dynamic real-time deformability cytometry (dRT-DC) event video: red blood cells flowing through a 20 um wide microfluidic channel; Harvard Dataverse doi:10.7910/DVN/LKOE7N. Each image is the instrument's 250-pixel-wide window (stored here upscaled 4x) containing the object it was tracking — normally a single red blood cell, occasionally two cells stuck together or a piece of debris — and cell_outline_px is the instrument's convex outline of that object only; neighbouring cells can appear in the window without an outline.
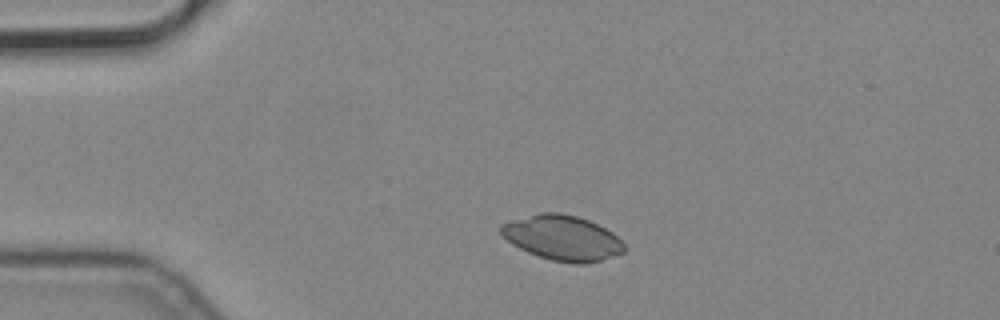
{"species": "common noctule bat (a hibernating species)", "species_latin": "Nyctalus noctula", "temperature_condition": "cold", "stored_images_in_passage": 2, "camera_frame_rate_fps": 3000, "um_per_image_px": 0.085, "animal": {"sex": "male", "body_mass_g": 19.2, "forearm_length_mm": 51.8}, "frame": {"image": 1, "passage_image": 1, "time_ms": 0.0, "image_size_px": [1000, 320], "cell_outline_px": [[624, 252], [600, 260], [584, 264], [572, 264], [552, 260], [528, 252], [512, 244], [500, 232], [500, 224], [512, 220], [540, 212], [560, 212], [576, 216], [588, 220], [612, 232], [624, 244]], "centroid_in_image_um": [47.79, 20.21], "position_along_channel_um": 37.2, "area_um2": 32.08}}